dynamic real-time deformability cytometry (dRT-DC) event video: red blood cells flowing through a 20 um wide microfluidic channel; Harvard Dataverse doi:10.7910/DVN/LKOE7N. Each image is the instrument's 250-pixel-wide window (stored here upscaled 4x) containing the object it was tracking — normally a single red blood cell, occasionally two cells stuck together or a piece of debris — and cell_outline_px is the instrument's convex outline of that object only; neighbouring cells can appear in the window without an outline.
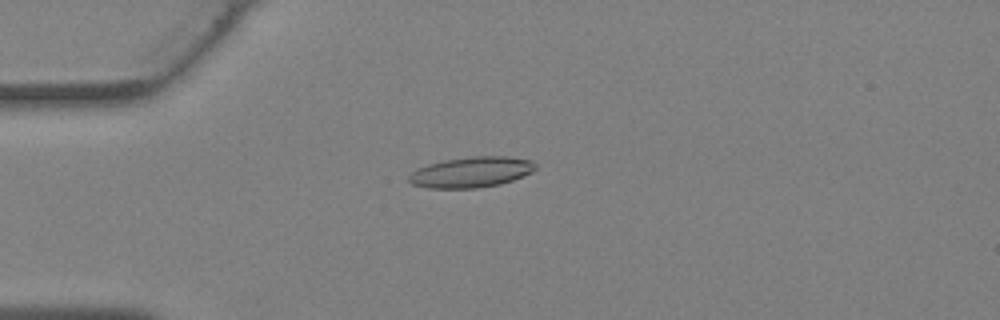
{"species": "Egyptian fruit bat (a non-hibernating species)", "species_latin": "Rousettus aegyptiacus", "temperature_condition": "warm", "stored_images_in_passage": 33, "camera_frame_rate_fps": 3000, "um_per_image_px": 0.085, "animal": {"sex": "female"}, "frame": {"image": 1, "passage_image": 5, "time_ms": 1.333, "image_size_px": [1000, 320], "cell_outline_px": [[536, 168], [532, 172], [512, 180], [500, 184], [476, 188], [428, 188], [412, 184], [408, 180], [408, 176], [416, 168], [428, 164], [444, 160], [472, 156], [508, 156], [532, 160], [536, 164]], "centroid_in_image_um": [40.05, 14.62], "position_along_channel_um": 44.9, "area_um2": 22.66}}
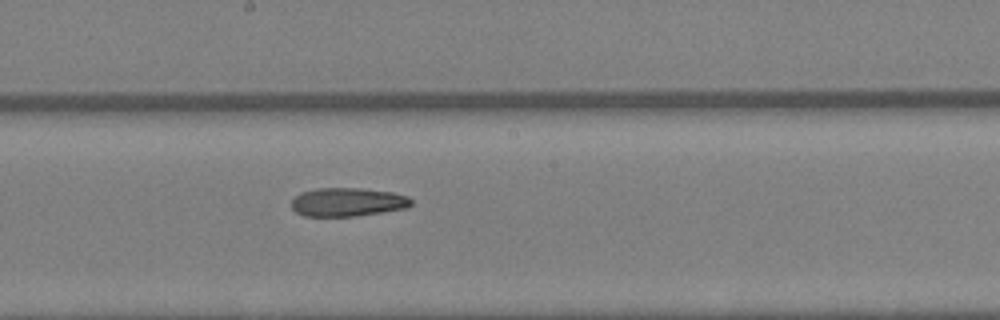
{"frame": {"image": 2, "passage_image": 16, "time_ms": 5.0, "image_size_px": [1000, 320], "cell_outline_px": [[412, 204], [408, 208], [356, 216], [304, 216], [296, 212], [292, 208], [292, 200], [300, 192], [316, 188], [360, 188], [392, 192], [408, 196], [412, 200]], "centroid_in_image_um": [29.56, 17.17], "position_along_channel_um": 218.6, "area_um2": 20.06}}
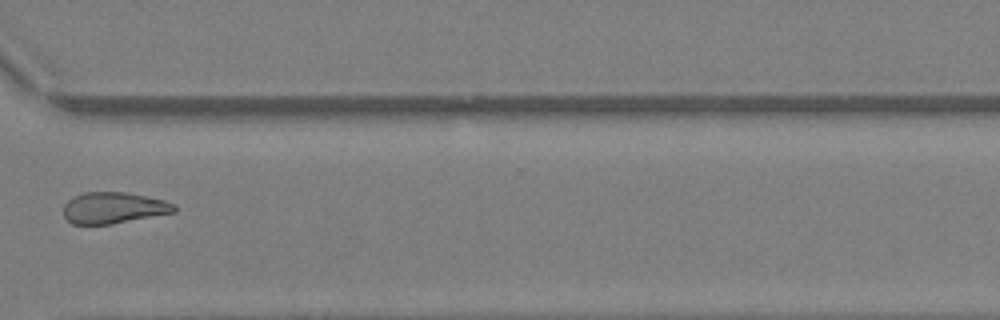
{"frame": {"image": 3, "passage_image": 24, "time_ms": 7.667, "image_size_px": [1000, 320], "cell_outline_px": [[176, 212], [112, 224], [72, 224], [64, 216], [64, 204], [68, 200], [84, 192], [128, 192], [164, 200], [176, 204]], "centroid_in_image_um": [9.68, 17.66], "position_along_channel_um": 360.9, "area_um2": 20.23}}